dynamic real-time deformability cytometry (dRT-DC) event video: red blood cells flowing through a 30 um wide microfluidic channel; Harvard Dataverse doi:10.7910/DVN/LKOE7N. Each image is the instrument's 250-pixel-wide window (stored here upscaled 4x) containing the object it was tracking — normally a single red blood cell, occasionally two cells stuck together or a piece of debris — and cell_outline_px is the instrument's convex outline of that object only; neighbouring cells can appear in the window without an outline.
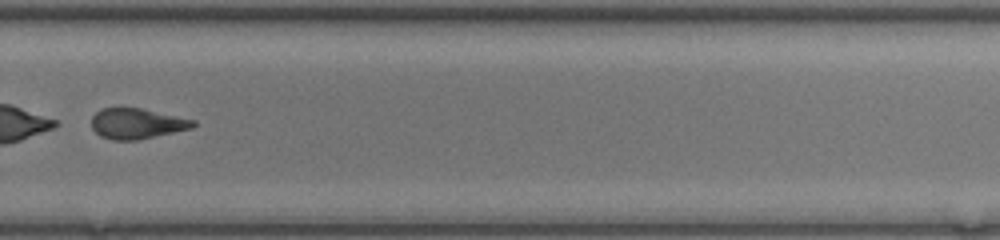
{"species": "common noctule bat (a hibernating species)", "species_latin": "Nyctalus noctula", "temperature_condition": "room temperature", "stored_images_in_passage": 44, "camera_frame_rate_fps": 3000, "um_per_image_px": 0.085, "animal": {"sex": "female", "body_mass_g": 17.0, "forearm_length_mm": 48.0}, "frame": {"image": 1, "passage_image": 32, "time_ms": 10.333, "image_size_px": [1000, 240], "cell_outline_px": [[196, 124], [192, 128], [136, 140], [112, 140], [100, 136], [92, 128], [92, 116], [100, 108], [140, 108], [196, 120]], "centroid_in_image_um": [11.62, 10.5], "position_along_channel_um": 318.2, "area_um2": 17.92}}